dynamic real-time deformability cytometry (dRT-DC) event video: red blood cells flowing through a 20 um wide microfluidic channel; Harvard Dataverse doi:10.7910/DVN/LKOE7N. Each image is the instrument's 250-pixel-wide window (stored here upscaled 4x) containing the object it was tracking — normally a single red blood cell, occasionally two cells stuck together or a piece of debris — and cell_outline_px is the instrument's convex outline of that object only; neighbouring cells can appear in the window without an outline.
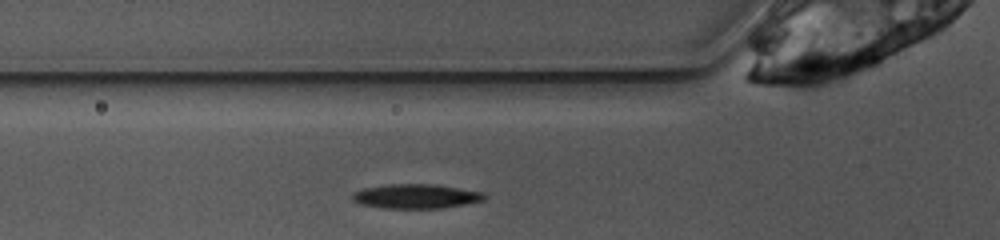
{"species": "common noctule bat (a hibernating species)", "species_latin": "Nyctalus noctula", "temperature_condition": "warm", "stored_images_in_passage": 22, "camera_frame_rate_fps": 3000, "um_per_image_px": 0.085, "animal": {"sex": "female", "body_mass_g": 10.0, "forearm_length_mm": 53.1}, "frame": {"image": 1, "passage_image": 2, "time_ms": 0.333, "image_size_px": [1000, 240], "cell_outline_px": [[488, 196], [484, 200], [464, 204], [440, 208], [384, 208], [360, 204], [352, 200], [352, 192], [364, 188], [388, 184], [436, 184], [484, 192]], "centroid_in_image_um": [35.36, 16.67], "position_along_channel_um": 90.4, "area_um2": 18.84}}
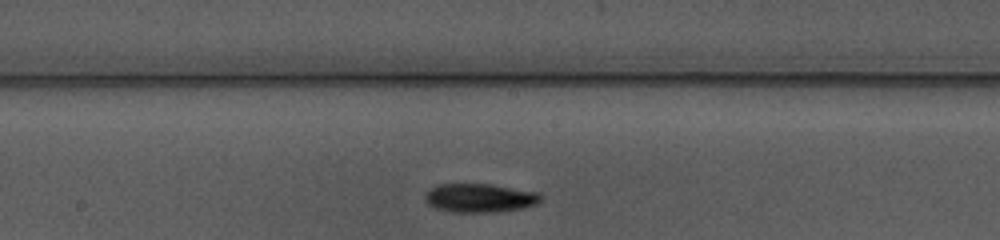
{"frame": {"image": 2, "passage_image": 11, "time_ms": 3.333, "image_size_px": [1000, 240], "cell_outline_px": [[544, 196], [536, 204], [520, 208], [496, 212], [452, 212], [436, 208], [428, 204], [424, 200], [424, 196], [428, 188], [436, 184], [492, 184], [540, 192]], "centroid_in_image_um": [40.76, 16.81], "position_along_channel_um": 207.4, "area_um2": 19.65}}
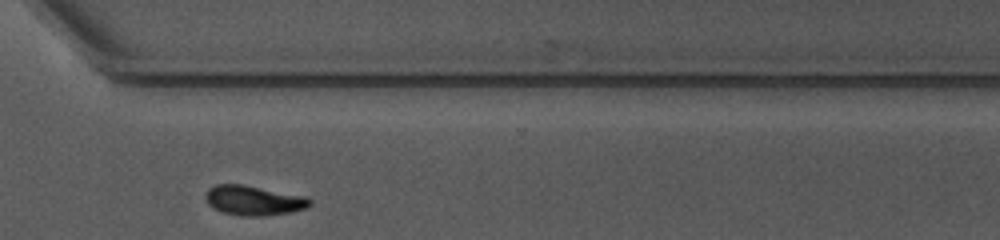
{"frame": {"image": 3, "passage_image": 22, "time_ms": 7.0, "image_size_px": [1000, 240], "cell_outline_px": [[312, 204], [308, 208], [292, 212], [260, 216], [244, 216], [224, 212], [212, 208], [208, 204], [204, 196], [208, 188], [216, 184], [244, 184], [308, 196], [312, 200]], "centroid_in_image_um": [21.6, 17.02], "position_along_channel_um": 349.0, "area_um2": 18.44}}